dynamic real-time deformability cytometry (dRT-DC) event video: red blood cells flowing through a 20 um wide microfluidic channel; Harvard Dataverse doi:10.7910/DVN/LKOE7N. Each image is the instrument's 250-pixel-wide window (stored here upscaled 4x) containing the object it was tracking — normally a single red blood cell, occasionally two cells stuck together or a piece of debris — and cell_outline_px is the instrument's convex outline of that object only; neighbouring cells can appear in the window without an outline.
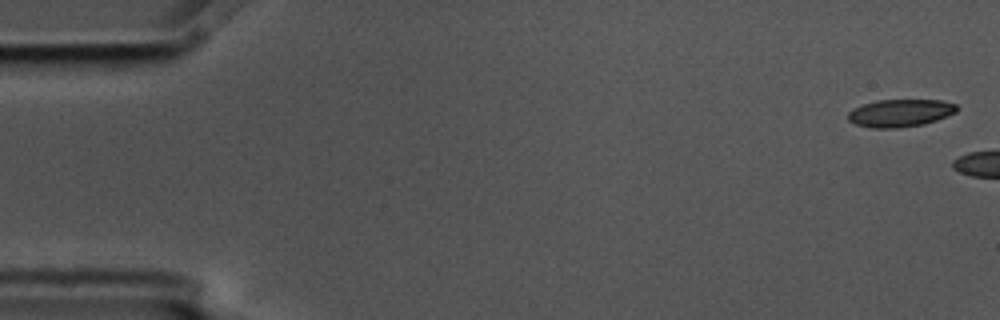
{"species": "common noctule bat (a hibernating species)", "species_latin": "Nyctalus noctula", "temperature_condition": "cold", "stored_images_in_passage": 3, "camera_frame_rate_fps": 3000, "um_per_image_px": 0.085, "animal": {"sex": "male", "body_mass_g": 17.5, "forearm_length_mm": 52.3}, "frame": {"image": 1, "passage_image": 1, "time_ms": 0.0, "image_size_px": [1000, 320], "cell_outline_px": [[960, 108], [956, 112], [948, 116], [924, 124], [896, 128], [872, 128], [856, 124], [848, 120], [848, 112], [852, 108], [876, 100], [940, 100], [956, 104]], "centroid_in_image_um": [76.53, 9.6], "position_along_channel_um": 8.5, "area_um2": 17.57}}